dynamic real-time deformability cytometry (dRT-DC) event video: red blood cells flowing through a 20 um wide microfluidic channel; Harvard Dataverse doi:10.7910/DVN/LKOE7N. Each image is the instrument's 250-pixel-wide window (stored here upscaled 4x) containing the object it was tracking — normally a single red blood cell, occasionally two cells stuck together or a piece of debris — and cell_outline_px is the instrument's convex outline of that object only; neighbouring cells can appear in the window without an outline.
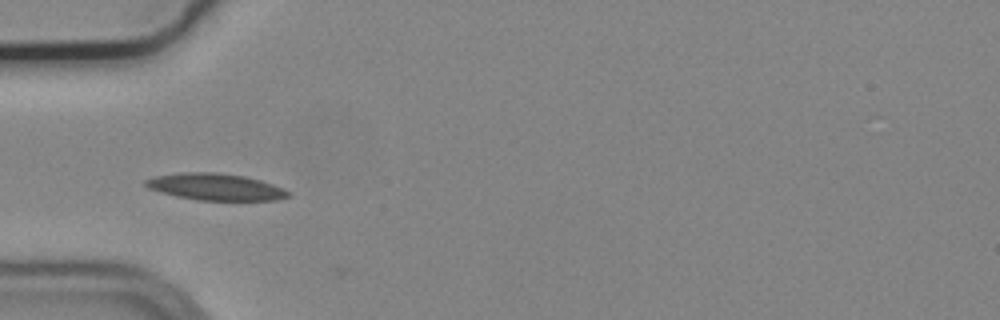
{"species": "common noctule bat (a hibernating species)", "species_latin": "Nyctalus noctula", "temperature_condition": "cold", "stored_images_in_passage": 7, "camera_frame_rate_fps": 3000, "um_per_image_px": 0.085, "animal": {"sex": "male", "body_mass_g": 19.2, "forearm_length_mm": 51.8}, "frame": {"image": 1, "passage_image": 1, "time_ms": 0.0, "image_size_px": [1000, 320], "cell_outline_px": [[292, 192], [288, 196], [276, 200], [196, 200], [176, 196], [160, 192], [148, 188], [144, 184], [144, 180], [152, 176], [180, 172], [216, 172], [244, 176], [260, 180], [284, 188]], "centroid_in_image_um": [18.28, 15.87], "position_along_channel_um": 66.7, "area_um2": 22.37}}
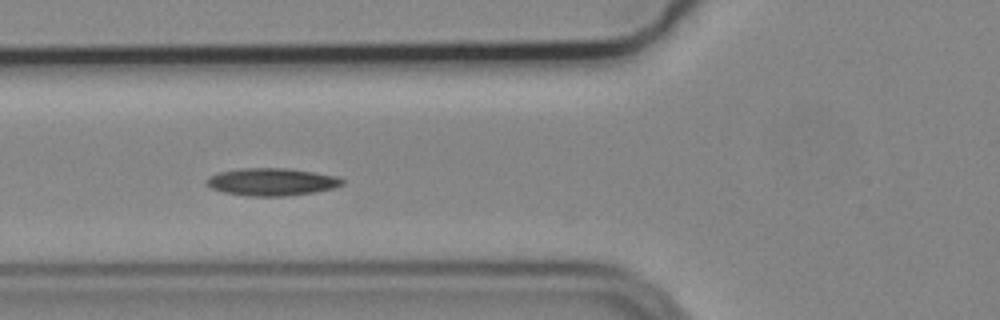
{"frame": {"image": 2, "passage_image": 4, "time_ms": 1.0, "image_size_px": [1000, 320], "cell_outline_px": [[344, 184], [336, 188], [312, 192], [284, 196], [248, 196], [224, 192], [212, 188], [208, 184], [208, 176], [220, 172], [240, 168], [288, 168], [336, 176], [344, 180]], "centroid_in_image_um": [23.12, 15.45], "position_along_channel_um": 102.7, "area_um2": 21.56}}